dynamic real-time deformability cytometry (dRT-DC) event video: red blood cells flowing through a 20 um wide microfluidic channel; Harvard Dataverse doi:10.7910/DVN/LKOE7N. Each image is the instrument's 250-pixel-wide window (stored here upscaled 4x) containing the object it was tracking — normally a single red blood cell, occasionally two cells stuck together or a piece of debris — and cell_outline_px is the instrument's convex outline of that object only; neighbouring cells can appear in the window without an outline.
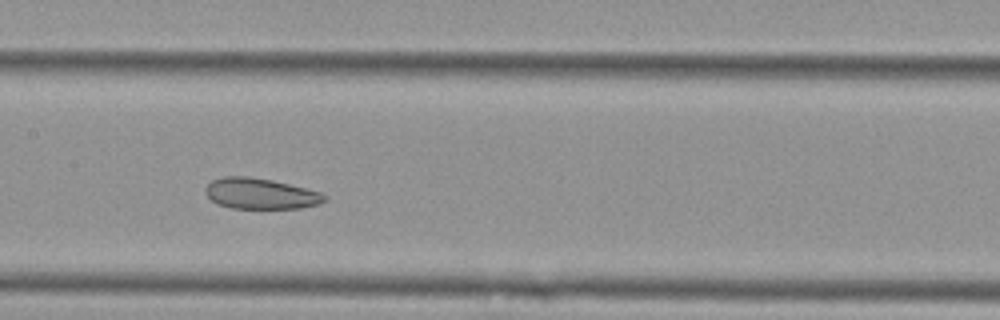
{"species": "Egyptian fruit bat (a non-hibernating species)", "species_latin": "Rousettus aegyptiacus", "temperature_condition": "cold", "stored_images_in_passage": 13, "camera_frame_rate_fps": 3000, "um_per_image_px": 0.085, "animal": {"sex": "female"}, "frame": {"image": 1, "passage_image": 6, "time_ms": 1.667, "image_size_px": [1000, 320], "cell_outline_px": [[328, 196], [320, 204], [300, 208], [228, 208], [216, 204], [204, 192], [204, 188], [212, 180], [224, 176], [248, 176], [272, 180], [320, 192]], "centroid_in_image_um": [22.1, 16.46], "position_along_channel_um": 185.3, "area_um2": 21.39}}
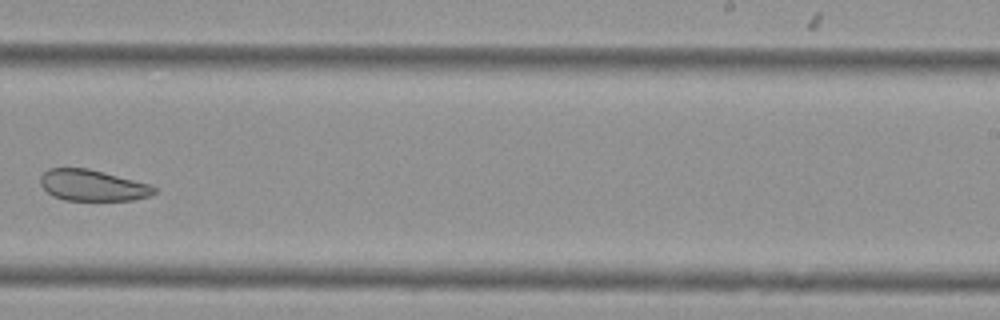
{"frame": {"image": 2, "passage_image": 8, "time_ms": 2.333, "image_size_px": [1000, 320], "cell_outline_px": [[156, 192], [148, 196], [132, 200], [64, 200], [52, 196], [40, 184], [40, 176], [48, 168], [88, 168], [152, 184], [156, 188]], "centroid_in_image_um": [7.87, 15.75], "position_along_channel_um": 281.1, "area_um2": 20.75}}
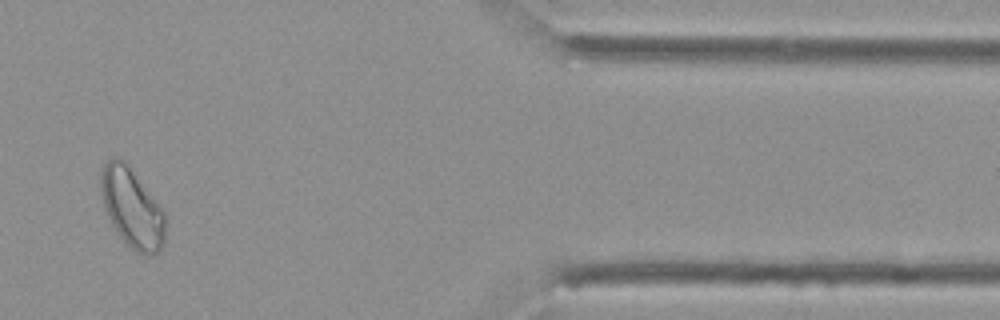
{"frame": {"image": 3, "passage_image": 11, "time_ms": 3.333, "image_size_px": [1000, 320], "cell_outline_px": [[164, 244], [152, 256], [148, 256], [136, 252], [120, 236], [112, 224], [108, 216], [104, 204], [100, 188], [100, 168], [112, 156], [120, 156], [124, 160], [164, 212]], "centroid_in_image_um": [11.18, 17.65], "position_along_channel_um": 400.2, "area_um2": 29.3}}